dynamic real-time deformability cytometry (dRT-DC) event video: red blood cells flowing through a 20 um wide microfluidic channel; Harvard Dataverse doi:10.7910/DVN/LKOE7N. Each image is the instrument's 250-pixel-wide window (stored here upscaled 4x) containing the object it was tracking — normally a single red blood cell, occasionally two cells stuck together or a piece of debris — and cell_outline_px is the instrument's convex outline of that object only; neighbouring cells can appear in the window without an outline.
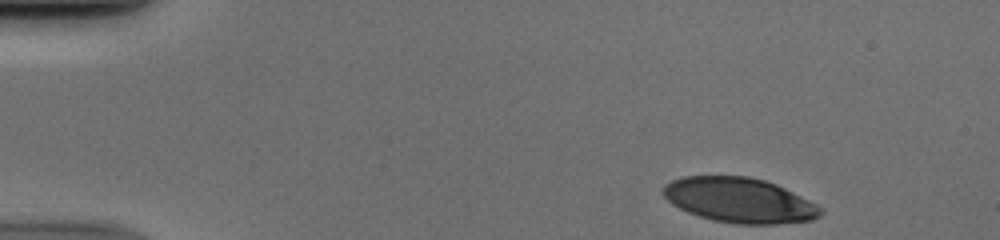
{"species": "human", "species_latin": "Homo sapiens", "temperature_condition": "cold", "stored_images_in_passage": 39, "camera_frame_rate_fps": 3000, "um_per_image_px": 0.085, "donor": {"sex": "male"}, "frame": {"image": 1, "passage_image": 1, "time_ms": 0.0, "image_size_px": [1000, 240], "cell_outline_px": [[824, 212], [820, 216], [812, 220], [776, 224], [736, 224], [712, 220], [688, 212], [672, 204], [660, 192], [660, 188], [664, 184], [680, 176], [748, 176], [764, 180], [776, 184], [816, 204]], "centroid_in_image_um": [62.8, 17.01], "position_along_channel_um": 22.2, "area_um2": 41.33}}
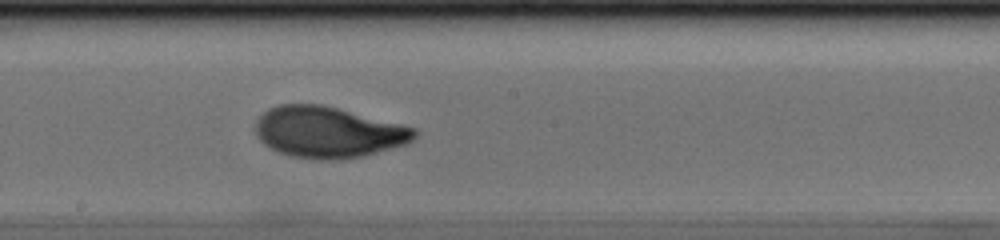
{"frame": {"image": 2, "passage_image": 24, "time_ms": 7.667, "image_size_px": [1000, 240], "cell_outline_px": [[420, 132], [412, 140], [404, 144], [364, 156], [336, 160], [316, 160], [288, 156], [264, 144], [256, 136], [256, 120], [268, 108], [280, 104], [324, 104], [416, 128]], "centroid_in_image_um": [27.88, 11.23], "position_along_channel_um": 220.3, "area_um2": 47.57}}
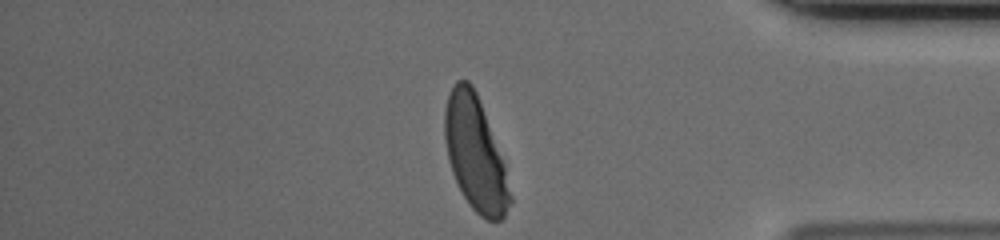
{"frame": {"image": 3, "passage_image": 39, "time_ms": 12.667, "image_size_px": [1000, 240], "cell_outline_px": [[512, 200], [504, 216], [500, 220], [488, 220], [480, 216], [472, 208], [464, 196], [452, 172], [448, 156], [444, 136], [444, 108], [448, 96], [456, 80], [468, 80], [472, 84], [476, 92], [504, 160], [512, 196]], "centroid_in_image_um": [40.41, 13.05], "position_along_channel_um": 394.8, "area_um2": 43.18}}